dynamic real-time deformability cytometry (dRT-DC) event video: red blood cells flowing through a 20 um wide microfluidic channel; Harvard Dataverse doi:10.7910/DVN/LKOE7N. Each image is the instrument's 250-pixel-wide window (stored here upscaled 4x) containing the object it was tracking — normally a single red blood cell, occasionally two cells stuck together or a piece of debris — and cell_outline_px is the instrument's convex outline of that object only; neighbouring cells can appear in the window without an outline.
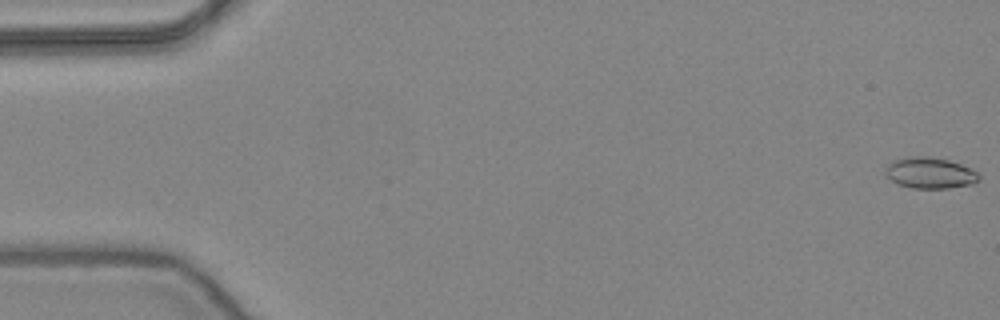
{"species": "common noctule bat (a hibernating species)", "species_latin": "Nyctalus noctula", "temperature_condition": "warm", "stored_images_in_passage": 16, "camera_frame_rate_fps": 3000, "um_per_image_px": 0.085, "animal": {"sex": "female", "body_mass_g": 24.6, "forearm_length_mm": 56.2}, "frame": {"image": 1, "passage_image": 1, "time_ms": 0.0, "image_size_px": [1000, 320], "cell_outline_px": [[980, 176], [972, 184], [948, 188], [912, 188], [900, 184], [884, 176], [884, 168], [892, 160], [908, 156], [928, 156], [948, 160], [960, 164], [976, 172]], "centroid_in_image_um": [78.97, 14.69], "position_along_channel_um": 6.0, "area_um2": 16.88}}
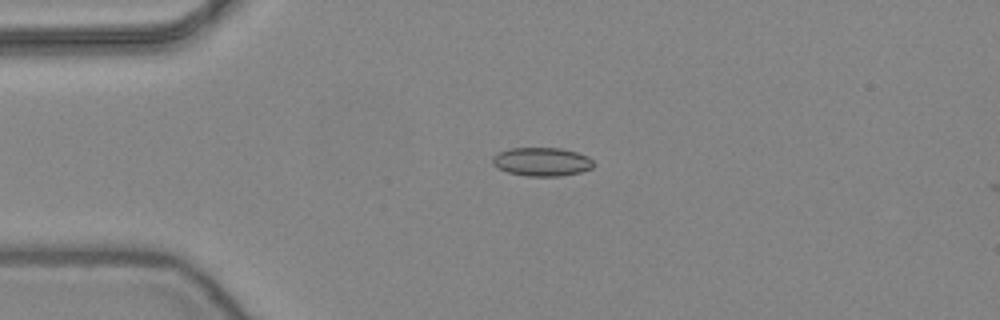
{"frame": {"image": 2, "passage_image": 13, "time_ms": 4.0, "image_size_px": [1000, 320], "cell_outline_px": [[596, 164], [592, 168], [580, 172], [560, 176], [524, 176], [508, 172], [496, 168], [492, 164], [492, 156], [496, 152], [508, 148], [560, 148], [576, 152], [588, 156]], "centroid_in_image_um": [46.02, 13.75], "position_along_channel_um": 39.0, "area_um2": 17.11}}